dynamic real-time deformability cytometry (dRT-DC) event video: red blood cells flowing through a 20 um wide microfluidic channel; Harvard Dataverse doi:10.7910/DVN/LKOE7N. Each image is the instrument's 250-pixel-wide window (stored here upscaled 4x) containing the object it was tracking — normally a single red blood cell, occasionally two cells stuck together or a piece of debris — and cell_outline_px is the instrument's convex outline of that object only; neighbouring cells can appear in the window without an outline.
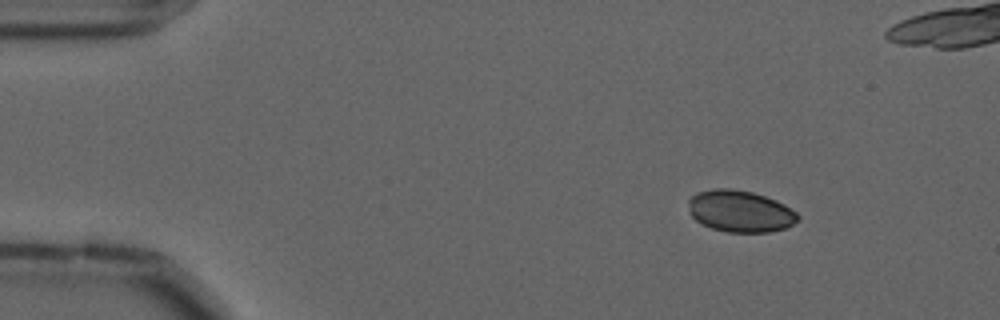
{"species": "common noctule bat (a hibernating species)", "species_latin": "Nyctalus noctula", "temperature_condition": "cold", "stored_images_in_passage": 15, "camera_frame_rate_fps": 3000, "um_per_image_px": 0.085, "animal": {"sex": "male", "forearm_length_mm": 52.5}, "frame": {"image": 1, "passage_image": 1, "time_ms": 0.0, "image_size_px": [1000, 320], "cell_outline_px": [[800, 220], [784, 228], [768, 232], [728, 232], [712, 228], [696, 220], [688, 212], [688, 200], [696, 192], [716, 188], [732, 188], [752, 192], [776, 200], [784, 204], [796, 212], [800, 216]], "centroid_in_image_um": [62.9, 17.94], "position_along_channel_um": 22.1, "area_um2": 26.65}}
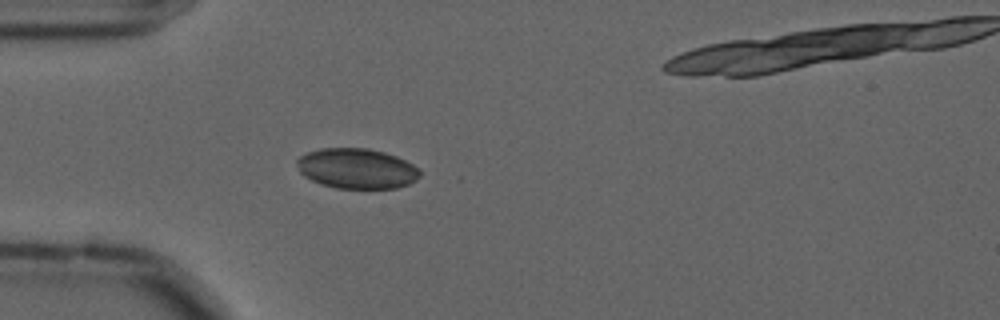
{"frame": {"image": 2, "passage_image": 10, "time_ms": 3.0, "image_size_px": [1000, 320], "cell_outline_px": [[420, 176], [416, 180], [408, 184], [396, 188], [336, 188], [320, 184], [304, 176], [300, 172], [296, 164], [296, 160], [300, 156], [308, 152], [320, 148], [368, 148], [384, 152], [396, 156], [412, 164], [420, 172]], "centroid_in_image_um": [30.3, 14.32], "position_along_channel_um": 54.7, "area_um2": 28.78}}
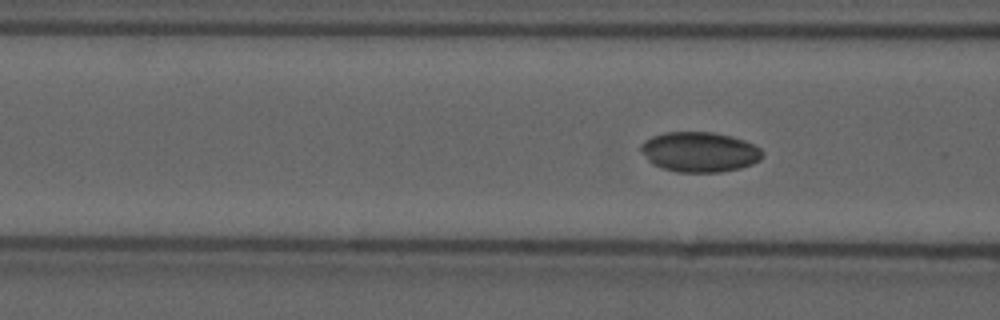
{"frame": {"image": 3, "passage_image": 15, "time_ms": 4.667, "image_size_px": [1000, 320], "cell_outline_px": [[764, 156], [760, 160], [752, 164], [740, 168], [720, 172], [676, 172], [652, 164], [648, 160], [640, 148], [640, 144], [644, 140], [652, 136], [664, 132], [712, 132], [732, 136], [744, 140], [760, 148], [764, 152]], "centroid_in_image_um": [59.47, 12.91], "position_along_channel_um": 107.1, "area_um2": 28.5}}